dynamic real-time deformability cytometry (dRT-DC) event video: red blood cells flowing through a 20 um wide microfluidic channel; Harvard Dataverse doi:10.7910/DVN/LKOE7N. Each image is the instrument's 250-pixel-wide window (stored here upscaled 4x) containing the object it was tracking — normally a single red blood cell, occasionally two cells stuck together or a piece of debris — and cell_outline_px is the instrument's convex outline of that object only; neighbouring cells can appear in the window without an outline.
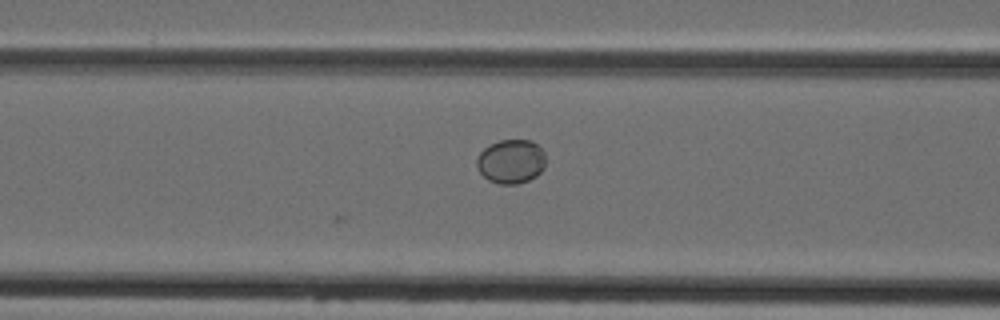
{"species": "Egyptian fruit bat (a non-hibernating species)", "species_latin": "Rousettus aegyptiacus", "temperature_condition": "cold", "stored_images_in_passage": 3, "camera_frame_rate_fps": 3000, "um_per_image_px": 0.085, "animal": {"sex": "female"}, "frame": {"image": 1, "passage_image": 3, "time_ms": 2.333, "image_size_px": [1000, 320], "cell_outline_px": [[544, 168], [536, 176], [528, 180], [516, 184], [500, 184], [488, 180], [480, 172], [476, 164], [476, 160], [480, 152], [484, 148], [500, 140], [532, 140], [544, 152]], "centroid_in_image_um": [43.43, 13.72], "position_along_channel_um": 123.2, "area_um2": 17.57}}